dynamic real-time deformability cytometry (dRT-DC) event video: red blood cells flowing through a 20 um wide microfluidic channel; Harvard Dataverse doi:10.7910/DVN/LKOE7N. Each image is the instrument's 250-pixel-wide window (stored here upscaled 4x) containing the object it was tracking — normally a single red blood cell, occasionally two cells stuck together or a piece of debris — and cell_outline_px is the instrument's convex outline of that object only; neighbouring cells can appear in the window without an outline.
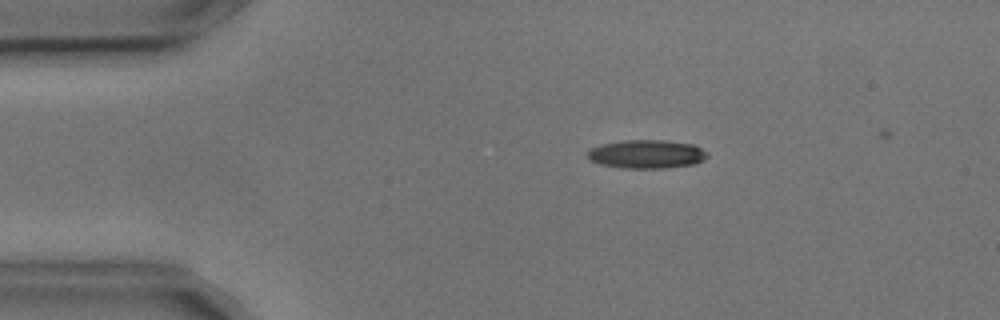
{"species": "common noctule bat (a hibernating species)", "species_latin": "Nyctalus noctula", "temperature_condition": "cold", "stored_images_in_passage": 7, "camera_frame_rate_fps": 3000, "um_per_image_px": 0.085, "animal": {"sex": "male", "body_mass_g": 17.9, "forearm_length_mm": 54.2}, "frame": {"image": 1, "passage_image": 2, "time_ms": 0.333, "image_size_px": [1000, 320], "cell_outline_px": [[708, 156], [704, 160], [696, 164], [664, 168], [624, 168], [600, 164], [592, 160], [588, 156], [588, 152], [592, 148], [600, 144], [624, 140], [664, 140], [692, 144], [708, 152]], "centroid_in_image_um": [55.0, 13.1], "position_along_channel_um": 30.0, "area_um2": 19.88}}
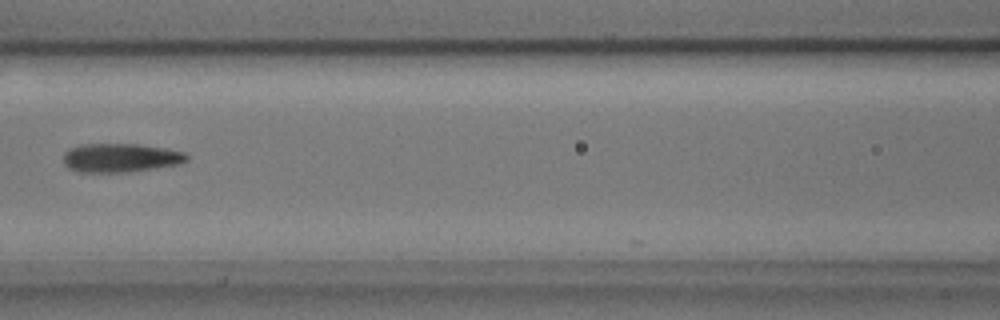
{"frame": {"image": 2, "passage_image": 6, "time_ms": 1.667, "image_size_px": [1000, 320], "cell_outline_px": [[188, 160], [180, 164], [124, 172], [80, 172], [68, 168], [64, 164], [64, 152], [68, 148], [80, 144], [136, 144], [164, 148], [184, 152], [188, 156]], "centroid_in_image_um": [10.2, 13.4], "position_along_channel_um": 156.4, "area_um2": 20.63}}
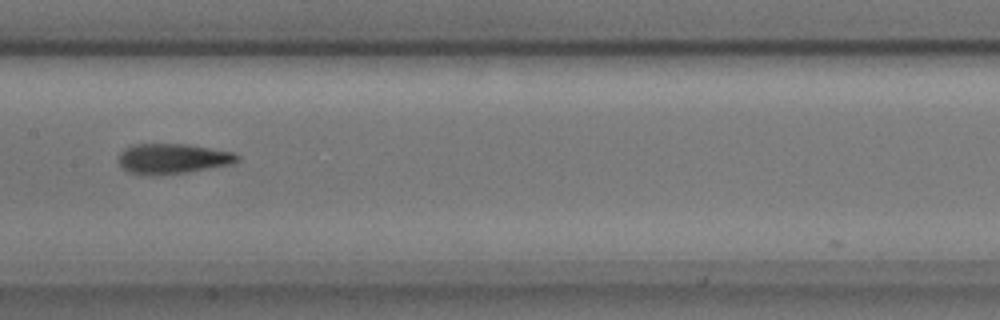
{"frame": {"image": 3, "passage_image": 7, "time_ms": 2.0, "image_size_px": [1000, 320], "cell_outline_px": [[240, 160], [232, 164], [188, 172], [156, 176], [152, 176], [128, 172], [120, 164], [120, 152], [124, 148], [132, 144], [188, 144], [236, 152], [240, 156]], "centroid_in_image_um": [14.72, 13.49], "position_along_channel_um": 192.7, "area_um2": 21.15}}